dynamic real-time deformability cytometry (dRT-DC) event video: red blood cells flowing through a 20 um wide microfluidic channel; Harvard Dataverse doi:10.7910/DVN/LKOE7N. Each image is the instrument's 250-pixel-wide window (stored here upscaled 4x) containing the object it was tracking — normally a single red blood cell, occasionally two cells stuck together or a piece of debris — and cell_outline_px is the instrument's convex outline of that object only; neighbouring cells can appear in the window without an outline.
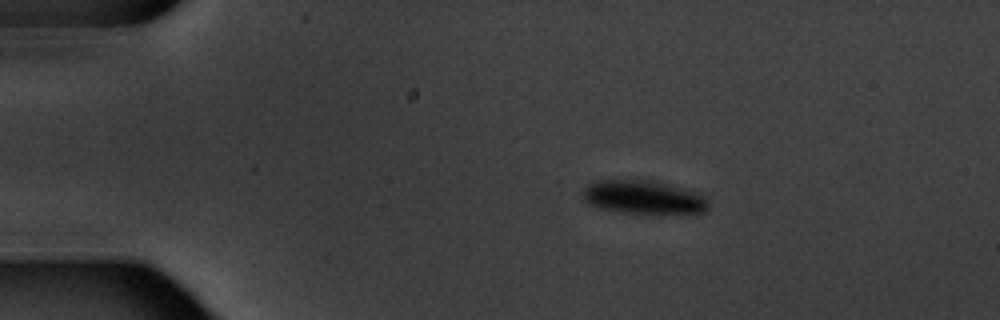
{"species": "common noctule bat (a hibernating species)", "species_latin": "Nyctalus noctula", "temperature_condition": "warm", "stored_images_in_passage": 4, "camera_frame_rate_fps": 3000, "um_per_image_px": 0.085, "animal": {"sex": "male", "body_mass_g": 20.1, "forearm_length_mm": 53.5}, "frame": {"image": 1, "passage_image": 3, "time_ms": 2.333, "image_size_px": [1000, 320], "cell_outline_px": [[708, 208], [704, 212], [624, 212], [600, 208], [584, 200], [584, 188], [588, 184], [596, 180], [656, 180], [704, 192], [708, 200]], "centroid_in_image_um": [54.78, 16.71], "position_along_channel_um": 30.2, "area_um2": 24.51}}